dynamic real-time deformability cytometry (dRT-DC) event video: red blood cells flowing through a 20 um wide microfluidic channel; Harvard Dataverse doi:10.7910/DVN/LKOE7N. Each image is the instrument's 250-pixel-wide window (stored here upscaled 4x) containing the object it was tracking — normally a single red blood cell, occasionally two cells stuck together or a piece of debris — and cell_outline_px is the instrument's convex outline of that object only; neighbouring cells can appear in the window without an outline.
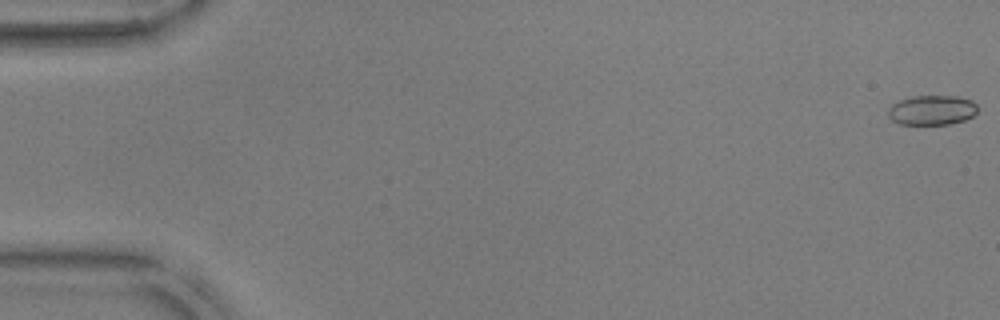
{"species": "common noctule bat (a hibernating species)", "species_latin": "Nyctalus noctula", "temperature_condition": "warm", "stored_images_in_passage": 10, "camera_frame_rate_fps": 3000, "um_per_image_px": 0.085, "animal": {"sex": "male", "body_mass_g": 17.9, "forearm_length_mm": 54.2}, "frame": {"image": 1, "passage_image": 1, "time_ms": 0.0, "image_size_px": [1000, 320], "cell_outline_px": [[976, 112], [972, 116], [964, 120], [948, 124], [900, 124], [892, 120], [888, 116], [888, 108], [892, 104], [900, 100], [912, 96], [956, 96], [972, 100], [976, 104]], "centroid_in_image_um": [79.19, 9.35], "position_along_channel_um": 5.8, "area_um2": 15.43}}